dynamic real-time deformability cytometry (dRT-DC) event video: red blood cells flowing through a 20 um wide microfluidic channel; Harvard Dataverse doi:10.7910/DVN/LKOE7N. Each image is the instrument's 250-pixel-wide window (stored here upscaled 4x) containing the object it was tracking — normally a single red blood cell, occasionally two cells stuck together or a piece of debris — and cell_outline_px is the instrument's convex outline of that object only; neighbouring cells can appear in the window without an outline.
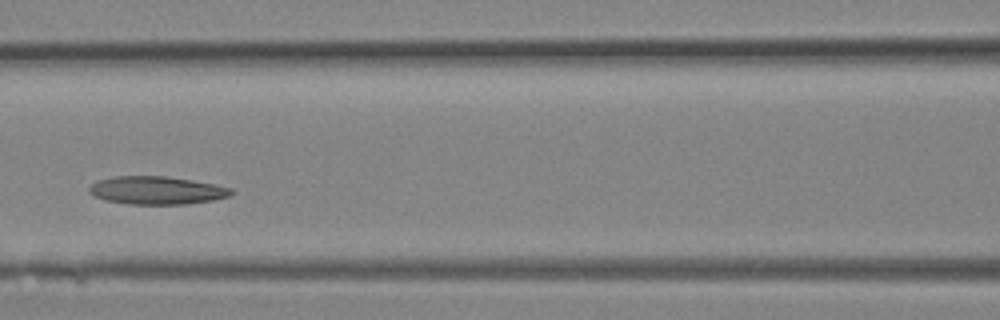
{"species": "Egyptian fruit bat (a non-hibernating species)", "species_latin": "Rousettus aegyptiacus", "temperature_condition": "room temperature", "stored_images_in_passage": 16, "camera_frame_rate_fps": 3000, "um_per_image_px": 0.085, "animal": {"sex": "female"}, "frame": {"image": 1, "passage_image": 8, "time_ms": 2.333, "image_size_px": [1000, 320], "cell_outline_px": [[236, 192], [228, 196], [212, 200], [184, 204], [128, 204], [104, 200], [88, 192], [88, 188], [96, 180], [112, 176], [168, 176], [216, 184], [232, 188]], "centroid_in_image_um": [13.31, 16.17], "position_along_channel_um": 153.3, "area_um2": 23.35}}
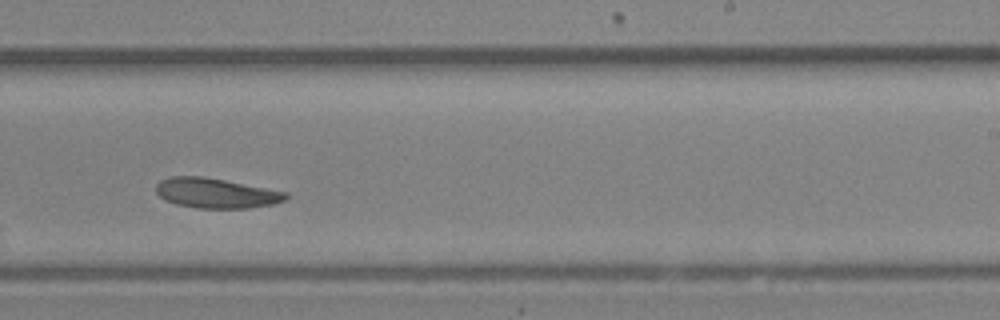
{"frame": {"image": 2, "passage_image": 13, "time_ms": 4.0, "image_size_px": [1000, 320], "cell_outline_px": [[288, 196], [284, 200], [272, 204], [248, 208], [196, 208], [176, 204], [164, 200], [156, 192], [156, 184], [160, 180], [168, 176], [200, 176], [224, 180], [288, 192]], "centroid_in_image_um": [18.32, 16.41], "position_along_channel_um": 270.7, "area_um2": 22.6}}
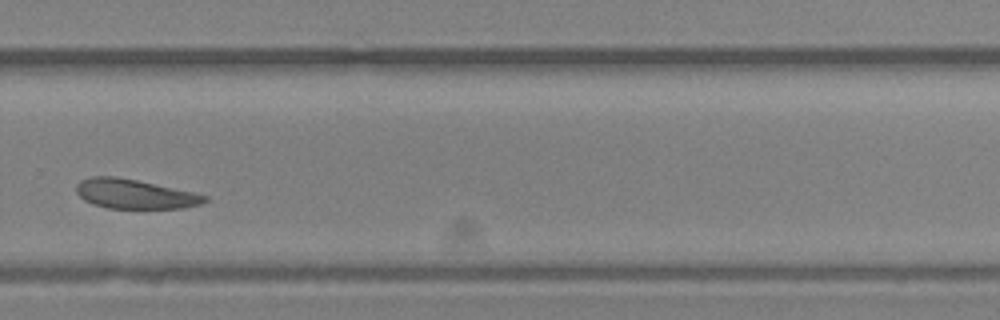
{"frame": {"image": 3, "passage_image": 15, "time_ms": 4.667, "image_size_px": [1000, 320], "cell_outline_px": [[208, 200], [200, 204], [184, 208], [108, 208], [92, 204], [84, 200], [76, 192], [76, 184], [80, 180], [92, 176], [116, 176], [136, 180], [192, 192], [208, 196]], "centroid_in_image_um": [11.41, 16.49], "position_along_channel_um": 318.4, "area_um2": 21.91}}